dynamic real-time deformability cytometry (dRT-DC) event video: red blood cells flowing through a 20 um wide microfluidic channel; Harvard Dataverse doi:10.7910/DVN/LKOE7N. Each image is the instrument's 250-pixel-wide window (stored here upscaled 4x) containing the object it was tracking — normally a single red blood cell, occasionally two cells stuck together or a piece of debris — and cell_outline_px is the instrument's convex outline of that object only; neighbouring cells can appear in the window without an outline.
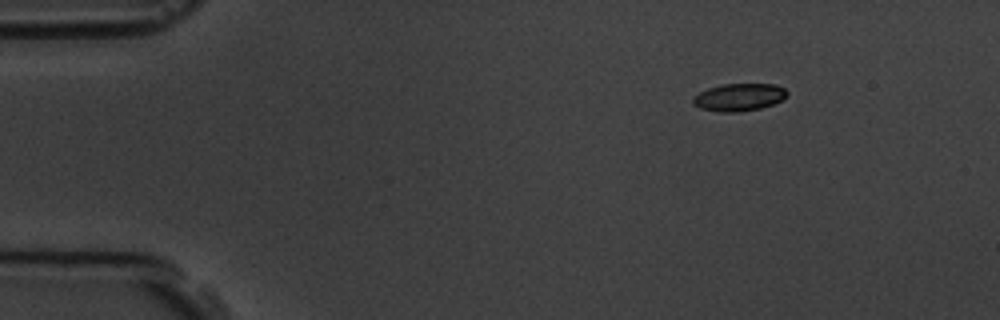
{"species": "common noctule bat (a hibernating species)", "species_latin": "Nyctalus noctula", "temperature_condition": "room temperature", "stored_images_in_passage": 4, "camera_frame_rate_fps": 3000, "um_per_image_px": 0.085, "animal": {"sex": "male", "body_mass_g": 19.5, "forearm_length_mm": 54.6}, "frame": {"image": 1, "passage_image": 1, "time_ms": 0.0, "image_size_px": [1000, 320], "cell_outline_px": [[788, 92], [780, 100], [772, 104], [760, 108], [736, 112], [720, 112], [700, 108], [692, 104], [692, 96], [708, 88], [720, 84], [776, 84], [784, 88]], "centroid_in_image_um": [62.76, 8.25], "position_along_channel_um": 22.2, "area_um2": 15.03}}
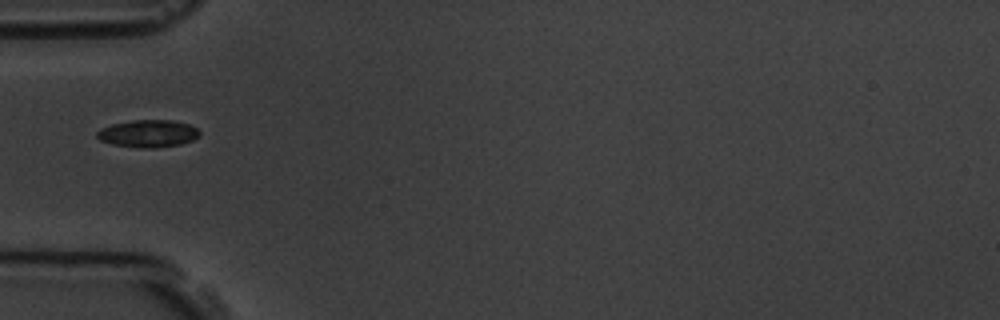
{"frame": {"image": 2, "passage_image": 4, "time_ms": 3.667, "image_size_px": [1000, 320], "cell_outline_px": [[200, 136], [192, 140], [180, 144], [152, 148], [136, 148], [112, 144], [100, 140], [96, 136], [96, 132], [100, 128], [112, 124], [132, 120], [172, 120], [188, 124], [196, 128], [200, 132]], "centroid_in_image_um": [12.56, 11.35], "position_along_channel_um": 72.4, "area_um2": 16.42}}